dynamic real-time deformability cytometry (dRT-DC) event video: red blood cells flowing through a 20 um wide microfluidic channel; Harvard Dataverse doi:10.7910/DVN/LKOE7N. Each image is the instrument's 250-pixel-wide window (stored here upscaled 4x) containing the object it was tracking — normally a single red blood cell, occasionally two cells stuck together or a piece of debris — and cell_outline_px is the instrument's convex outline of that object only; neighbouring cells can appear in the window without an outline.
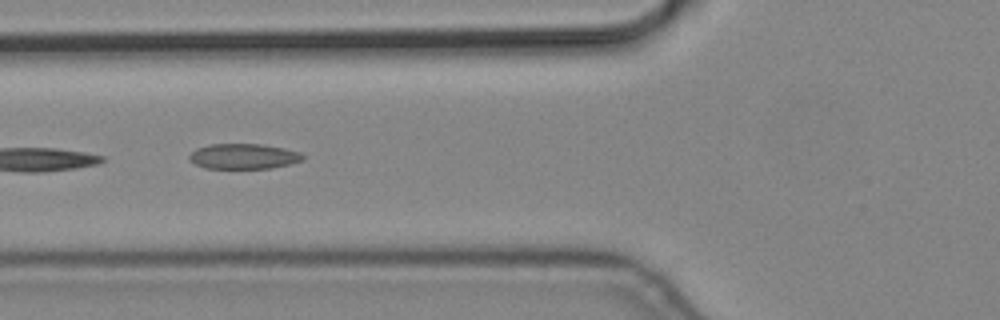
{"species": "common noctule bat (a hibernating species)", "species_latin": "Nyctalus noctula", "temperature_condition": "cold", "stored_images_in_passage": 7, "segment_of_instrument_passage": [2, 2], "camera_frame_rate_fps": 3000, "um_per_image_px": 0.085, "animal": {"sex": "male", "body_mass_g": 19.2, "forearm_length_mm": 51.8}, "frame": {"image": 1, "passage_image": 6, "time_ms": 1.667, "image_size_px": [1000, 320], "cell_outline_px": [[304, 160], [272, 168], [204, 168], [188, 160], [188, 156], [196, 148], [208, 144], [260, 144], [284, 148], [300, 152], [304, 156]], "centroid_in_image_um": [20.68, 13.28], "position_along_channel_um": 105.1, "area_um2": 16.76}}